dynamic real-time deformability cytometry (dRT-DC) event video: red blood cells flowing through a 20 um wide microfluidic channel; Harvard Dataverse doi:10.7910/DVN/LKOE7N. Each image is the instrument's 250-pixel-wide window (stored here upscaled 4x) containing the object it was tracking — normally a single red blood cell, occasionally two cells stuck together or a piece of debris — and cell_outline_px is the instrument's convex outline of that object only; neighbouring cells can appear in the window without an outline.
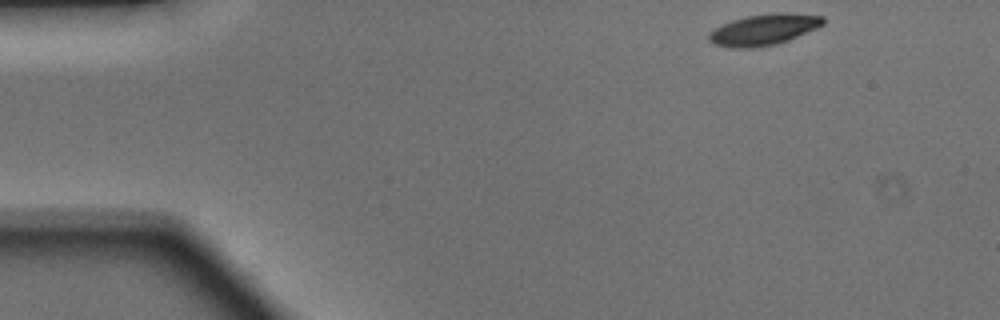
{"species": "Egyptian fruit bat (a non-hibernating species)", "species_latin": "Rousettus aegyptiacus", "temperature_condition": "warm", "stored_images_in_passage": 44, "camera_frame_rate_fps": 3000, "um_per_image_px": 0.085, "animal": {"sex": "male"}, "frame": {"image": 1, "passage_image": 1, "time_ms": 0.0, "image_size_px": [1000, 320], "cell_outline_px": [[824, 24], [816, 28], [788, 40], [776, 44], [756, 48], [732, 48], [712, 44], [708, 40], [708, 32], [732, 20], [748, 16], [776, 12], [788, 12], [824, 16]], "centroid_in_image_um": [64.91, 2.52], "position_along_channel_um": 20.1, "area_um2": 20.75}}
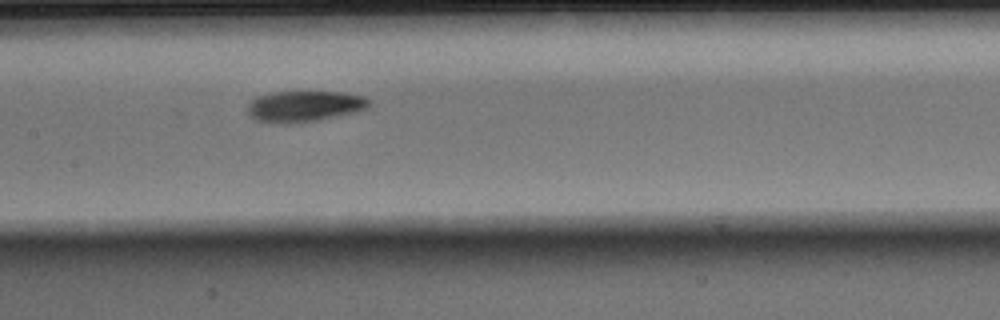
{"frame": {"image": 2, "passage_image": 19, "time_ms": 6.0, "image_size_px": [1000, 320], "cell_outline_px": [[368, 108], [352, 112], [316, 120], [288, 124], [284, 124], [256, 120], [248, 112], [248, 104], [256, 96], [272, 92], [344, 92], [364, 96], [368, 100]], "centroid_in_image_um": [25.83, 9.02], "position_along_channel_um": 181.6, "area_um2": 21.62}}
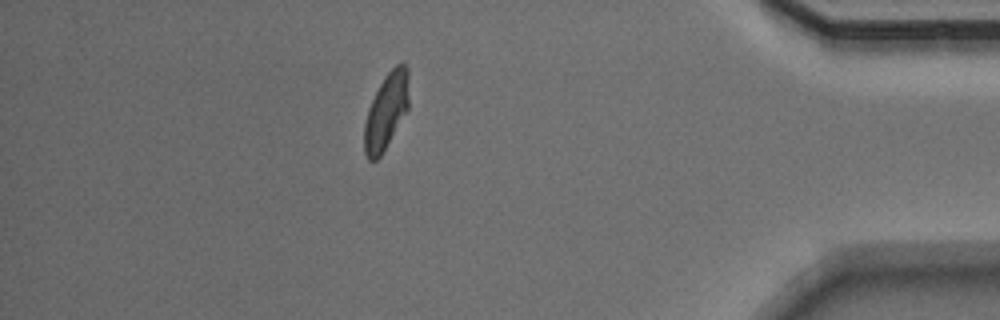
{"frame": {"image": 3, "passage_image": 38, "time_ms": 12.333, "image_size_px": [1000, 320], "cell_outline_px": [[408, 108], [380, 156], [376, 160], [368, 160], [364, 152], [364, 124], [368, 108], [384, 76], [396, 64], [404, 60], [408, 68]], "centroid_in_image_um": [32.82, 9.41], "position_along_channel_um": 402.4, "area_um2": 19.54}, "authors_computed_cell_mechanics": {"area_um2": 20.7791, "velocity_mm_per_s": 4.1431, "shape_relaxation_time_tau1_ms": 2.5651, "shape_relaxation_time_tau2_ms": 4.1388, "deformation_change_tau1": 0.1509, "deformation_change_tau2": 0.1088}}